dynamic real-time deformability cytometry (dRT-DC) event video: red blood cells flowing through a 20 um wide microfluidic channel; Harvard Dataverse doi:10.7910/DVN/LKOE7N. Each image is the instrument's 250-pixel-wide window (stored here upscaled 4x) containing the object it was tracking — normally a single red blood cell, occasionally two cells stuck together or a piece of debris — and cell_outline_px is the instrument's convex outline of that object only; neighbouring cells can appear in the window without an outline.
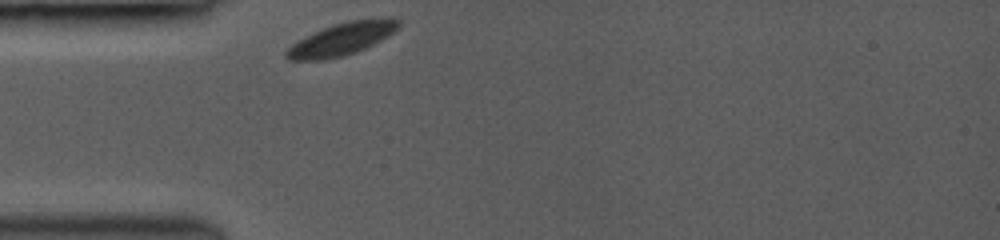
{"species": "common noctule bat (a hibernating species)", "species_latin": "Nyctalus noctula", "temperature_condition": "room temperature", "stored_images_in_passage": 23, "camera_frame_rate_fps": 3000, "um_per_image_px": 0.085, "animal": {"sex": "female", "body_mass_g": 19.0, "forearm_length_mm": 53.3}, "frame": {"image": 1, "passage_image": 1, "time_ms": 0.0, "image_size_px": [1000, 240], "cell_outline_px": [[400, 24], [388, 36], [356, 52], [344, 56], [324, 60], [288, 60], [284, 56], [284, 52], [292, 44], [324, 28], [348, 20], [384, 16], [388, 16], [400, 20]], "centroid_in_image_um": [29.08, 3.31], "position_along_channel_um": 55.9, "area_um2": 21.15}}
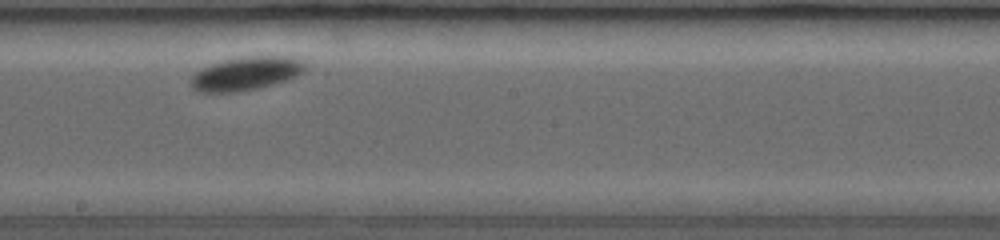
{"frame": {"image": 2, "passage_image": 12, "time_ms": 4.667, "image_size_px": [1000, 240], "cell_outline_px": [[308, 68], [304, 72], [288, 80], [240, 92], [200, 92], [192, 88], [192, 76], [200, 68], [212, 64], [228, 60], [252, 56], [288, 56], [300, 60]], "centroid_in_image_um": [20.94, 6.26], "position_along_channel_um": 227.3, "area_um2": 22.02}}
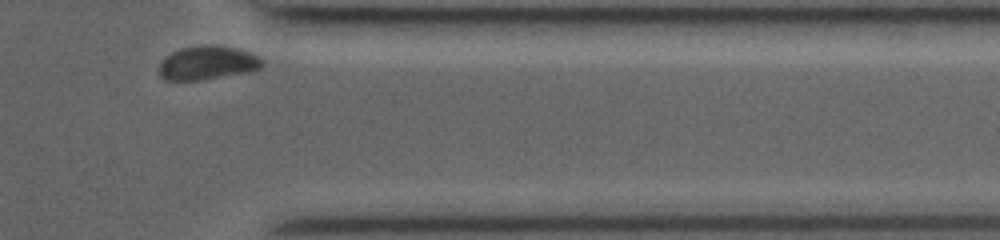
{"frame": {"image": 3, "passage_image": 23, "time_ms": 9.0, "image_size_px": [1000, 240], "cell_outline_px": [[264, 64], [260, 68], [248, 72], [200, 80], [164, 80], [160, 76], [160, 64], [172, 52], [180, 48], [216, 44], [248, 52], [256, 56]], "centroid_in_image_um": [17.62, 5.35], "position_along_channel_um": 393.8, "area_um2": 19.83}, "authors_computed_cell_mechanics": {"area_um2": 21.2704, "velocity_mm_per_s": 3.8017, "shape_relaxation_time_tau1_ms": 0.6585, "shape_relaxation_time_tau2_ms": null, "deformation_change_tau1": 0.0446, "deformation_change_tau2": null}}